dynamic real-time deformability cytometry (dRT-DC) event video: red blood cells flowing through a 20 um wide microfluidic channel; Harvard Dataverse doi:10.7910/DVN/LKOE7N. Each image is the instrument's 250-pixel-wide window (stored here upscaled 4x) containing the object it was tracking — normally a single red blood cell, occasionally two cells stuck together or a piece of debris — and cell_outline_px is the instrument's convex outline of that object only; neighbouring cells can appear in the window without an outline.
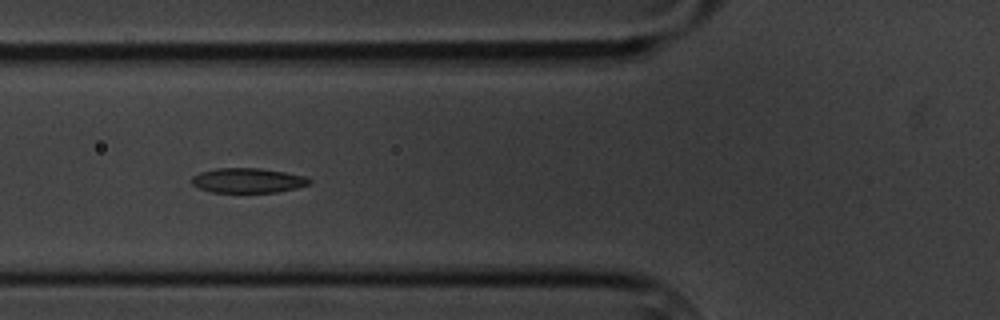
{"species": "common noctule bat (a hibernating species)", "species_latin": "Nyctalus noctula", "temperature_condition": "cold", "stored_images_in_passage": 7, "camera_frame_rate_fps": 3000, "um_per_image_px": 0.085, "animal": {"sex": "male", "body_mass_g": 20.1, "forearm_length_mm": 53.5}, "frame": {"image": 1, "passage_image": 6, "time_ms": 5.667, "image_size_px": [1000, 320], "cell_outline_px": [[312, 184], [280, 192], [212, 192], [200, 188], [192, 184], [192, 176], [200, 172], [216, 168], [260, 168], [284, 172], [304, 176], [312, 180]], "centroid_in_image_um": [21.09, 15.34], "position_along_channel_um": 104.7, "area_um2": 16.99}}
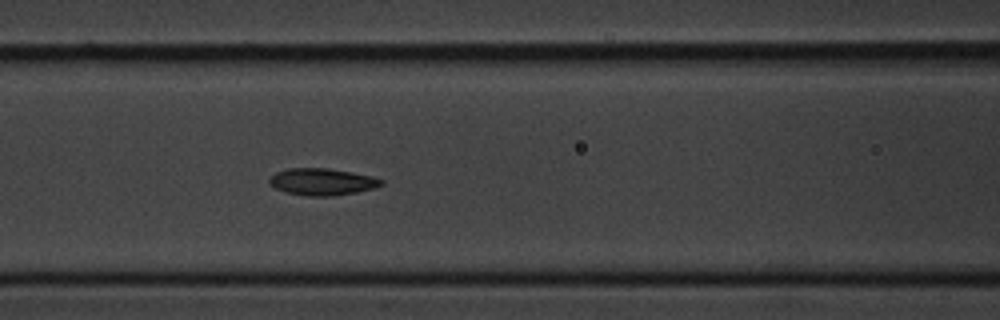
{"frame": {"image": 2, "passage_image": 7, "time_ms": 6.667, "image_size_px": [1000, 320], "cell_outline_px": [[384, 184], [376, 188], [356, 192], [332, 196], [308, 196], [284, 192], [276, 188], [268, 180], [276, 172], [288, 168], [328, 168], [352, 172], [372, 176], [384, 180]], "centroid_in_image_um": [27.42, 15.45], "position_along_channel_um": 139.2, "area_um2": 17.57}}